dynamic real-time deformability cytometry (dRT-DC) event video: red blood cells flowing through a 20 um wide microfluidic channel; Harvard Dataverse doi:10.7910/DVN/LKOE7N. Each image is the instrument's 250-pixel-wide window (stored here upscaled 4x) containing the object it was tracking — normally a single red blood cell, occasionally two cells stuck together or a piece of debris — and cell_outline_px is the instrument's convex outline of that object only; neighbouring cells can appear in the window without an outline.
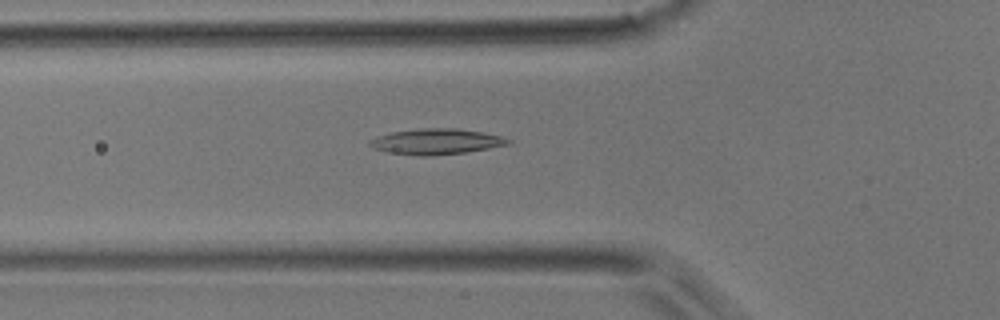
{"species": "common noctule bat (a hibernating species)", "species_latin": "Nyctalus noctula", "temperature_condition": "room temperature", "stored_images_in_passage": 38, "camera_frame_rate_fps": 3000, "um_per_image_px": 0.085, "animal": {"sex": "male", "body_mass_g": 17.9}, "frame": {"image": 1, "passage_image": 9, "time_ms": 2.667, "image_size_px": [1000, 320], "cell_outline_px": [[512, 144], [464, 152], [428, 156], [420, 156], [388, 152], [372, 148], [368, 144], [368, 140], [376, 136], [392, 132], [420, 128], [456, 128], [504, 136], [512, 140]], "centroid_in_image_um": [37.07, 12.03], "position_along_channel_um": 88.7, "area_um2": 20.75}}
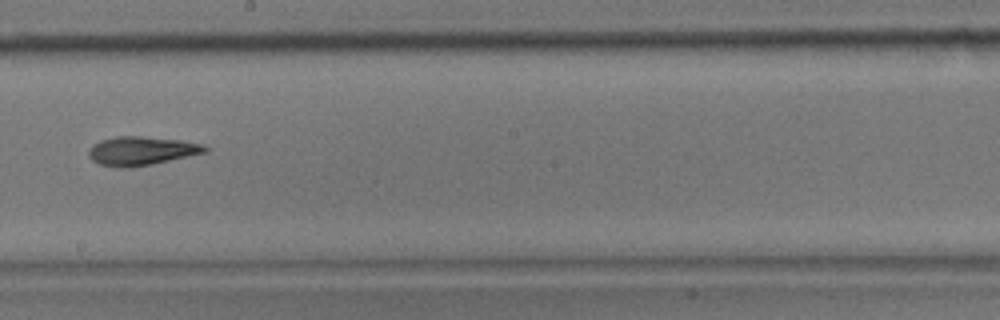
{"frame": {"image": 2, "passage_image": 19, "time_ms": 6.0, "image_size_px": [1000, 320], "cell_outline_px": [[208, 152], [152, 164], [128, 168], [120, 168], [100, 164], [92, 160], [88, 156], [88, 148], [92, 144], [100, 140], [116, 136], [140, 136], [180, 140], [204, 144], [208, 148]], "centroid_in_image_um": [12.0, 12.82], "position_along_channel_um": 236.2, "area_um2": 19.65}}
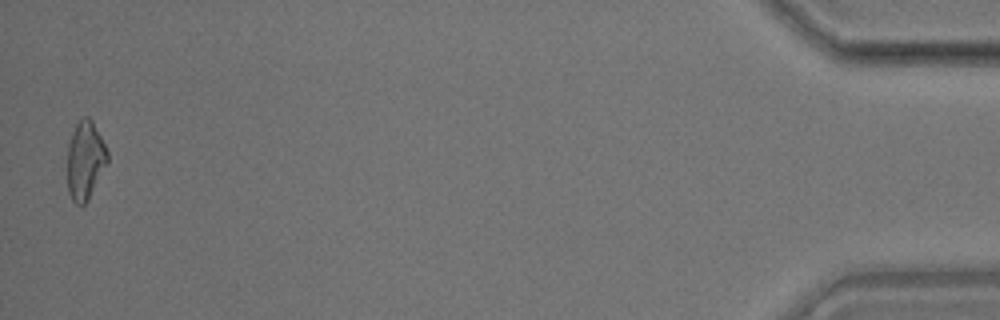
{"frame": {"image": 3, "passage_image": 38, "time_ms": 12.333, "image_size_px": [1000, 320], "cell_outline_px": [[108, 160], [88, 200], [84, 204], [76, 204], [72, 200], [68, 192], [68, 144], [72, 132], [76, 124], [84, 116], [88, 116], [92, 120], [108, 152]], "centroid_in_image_um": [7.23, 13.62], "position_along_channel_um": 428.0, "area_um2": 18.03}}